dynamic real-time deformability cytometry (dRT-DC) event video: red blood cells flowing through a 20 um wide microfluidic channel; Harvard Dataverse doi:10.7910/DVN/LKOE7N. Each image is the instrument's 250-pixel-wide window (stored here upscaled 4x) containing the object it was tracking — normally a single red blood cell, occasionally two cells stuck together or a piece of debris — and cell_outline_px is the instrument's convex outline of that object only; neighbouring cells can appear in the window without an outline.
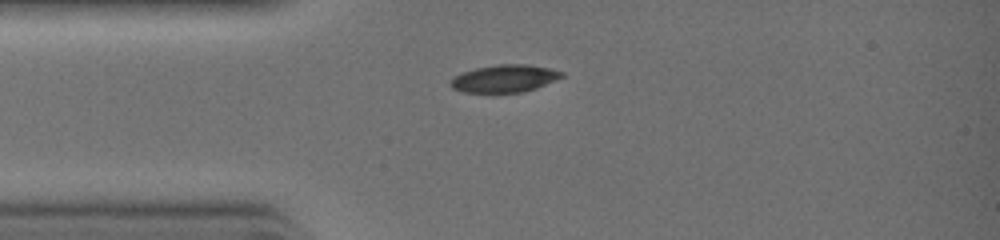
{"species": "common noctule bat (a hibernating species)", "species_latin": "Nyctalus noctula", "temperature_condition": "warm", "stored_images_in_passage": 26, "camera_frame_rate_fps": 3000, "um_per_image_px": 0.085, "animal": {"sex": "female", "body_mass_g": 19.0, "forearm_length_mm": 51.5}, "frame": {"image": 1, "passage_image": 1, "time_ms": 0.0, "image_size_px": [1000, 240], "cell_outline_px": [[564, 76], [556, 80], [536, 88], [524, 92], [492, 96], [464, 92], [452, 88], [448, 84], [448, 80], [464, 72], [476, 68], [496, 64], [528, 64], [548, 68], [564, 72]], "centroid_in_image_um": [42.84, 6.73], "position_along_channel_um": 42.2, "area_um2": 18.67}}
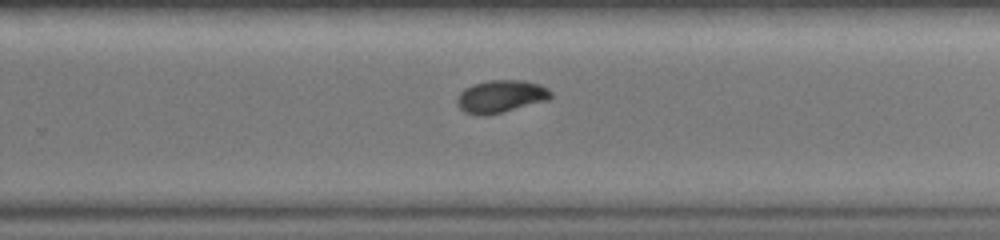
{"frame": {"image": 2, "passage_image": 14, "time_ms": 4.333, "image_size_px": [1000, 240], "cell_outline_px": [[552, 96], [548, 100], [504, 112], [484, 116], [476, 116], [464, 112], [456, 104], [456, 100], [460, 92], [464, 88], [472, 84], [488, 80], [524, 80], [540, 84], [548, 88], [552, 92]], "centroid_in_image_um": [42.55, 8.2], "position_along_channel_um": 287.2, "area_um2": 18.15}}
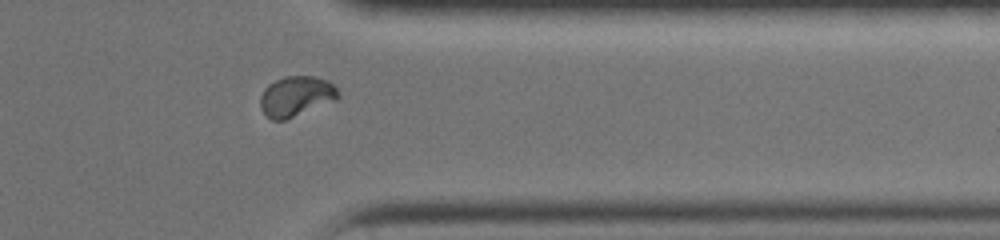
{"frame": {"image": 3, "passage_image": 19, "time_ms": 6.0, "image_size_px": [1000, 240], "cell_outline_px": [[340, 96], [336, 100], [284, 120], [272, 120], [260, 108], [260, 96], [264, 88], [268, 84], [284, 76], [316, 76], [328, 80], [336, 88]], "centroid_in_image_um": [25.16, 8.16], "position_along_channel_um": 386.2, "area_um2": 18.21}}